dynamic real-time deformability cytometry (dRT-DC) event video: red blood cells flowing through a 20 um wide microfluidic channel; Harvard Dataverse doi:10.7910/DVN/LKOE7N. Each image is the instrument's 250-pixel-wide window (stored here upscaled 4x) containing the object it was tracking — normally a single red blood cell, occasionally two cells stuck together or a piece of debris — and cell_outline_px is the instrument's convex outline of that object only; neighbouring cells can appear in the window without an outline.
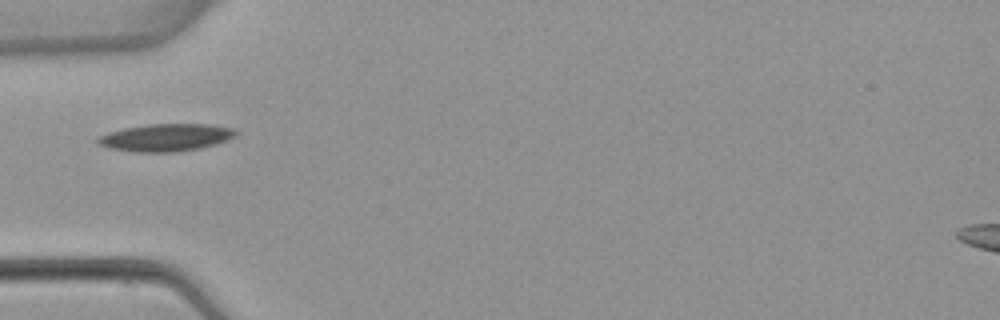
{"species": "common noctule bat (a hibernating species)", "species_latin": "Nyctalus noctula", "temperature_condition": "warm", "stored_images_in_passage": 1, "camera_frame_rate_fps": 3000, "um_per_image_px": 0.085, "animal": {"sex": "female", "body_mass_g": 22.7, "forearm_length_mm": 54.2}, "frame": {"image": 1, "passage_image": 1, "time_ms": 0.0, "image_size_px": [1000, 320], "cell_outline_px": [[240, 132], [236, 136], [228, 140], [216, 144], [200, 148], [176, 152], [132, 152], [108, 148], [96, 144], [96, 140], [100, 136], [108, 132], [124, 128], [148, 124], [208, 124], [232, 128]], "centroid_in_image_um": [14.1, 11.69], "position_along_channel_um": 70.9, "area_um2": 22.31}}